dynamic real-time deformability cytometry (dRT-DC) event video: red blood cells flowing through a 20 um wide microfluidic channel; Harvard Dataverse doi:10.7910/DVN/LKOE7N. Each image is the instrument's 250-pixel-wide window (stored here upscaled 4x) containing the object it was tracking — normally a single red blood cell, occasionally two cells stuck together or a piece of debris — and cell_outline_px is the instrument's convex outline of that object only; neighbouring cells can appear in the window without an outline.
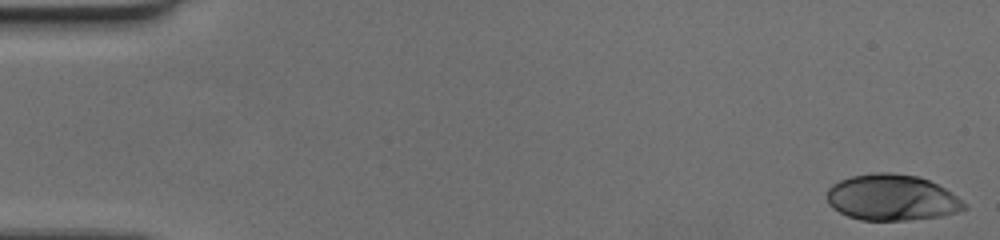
{"species": "human", "species_latin": "Homo sapiens", "temperature_condition": "cold", "stored_images_in_passage": 58, "camera_frame_rate_fps": 3000, "um_per_image_px": 0.085, "donor": {"sex": "female"}, "frame": {"image": 1, "passage_image": 1, "time_ms": 0.0, "image_size_px": [1000, 240], "cell_outline_px": [[968, 208], [944, 216], [904, 220], [860, 220], [848, 216], [832, 208], [828, 204], [828, 188], [832, 184], [840, 180], [852, 176], [872, 172], [892, 172], [920, 176], [944, 188], [968, 204]], "centroid_in_image_um": [75.81, 16.79], "position_along_channel_um": 9.2, "area_um2": 36.99}}
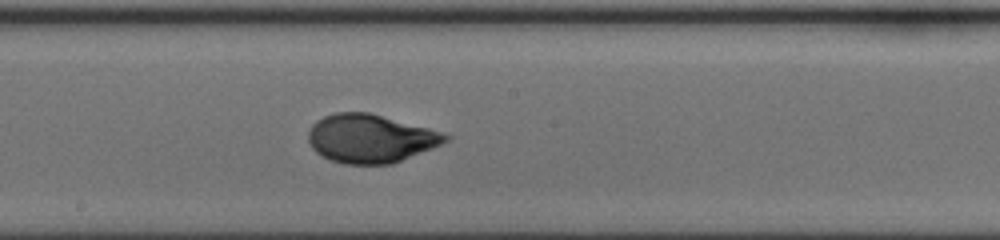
{"frame": {"image": 2, "passage_image": 32, "time_ms": 10.333, "image_size_px": [1000, 240], "cell_outline_px": [[452, 136], [448, 140], [432, 148], [392, 164], [344, 164], [328, 160], [316, 152], [312, 148], [308, 140], [308, 132], [312, 124], [316, 120], [324, 116], [336, 112], [368, 112], [444, 132]], "centroid_in_image_um": [31.47, 11.77], "position_along_channel_um": 216.7, "area_um2": 38.78}}
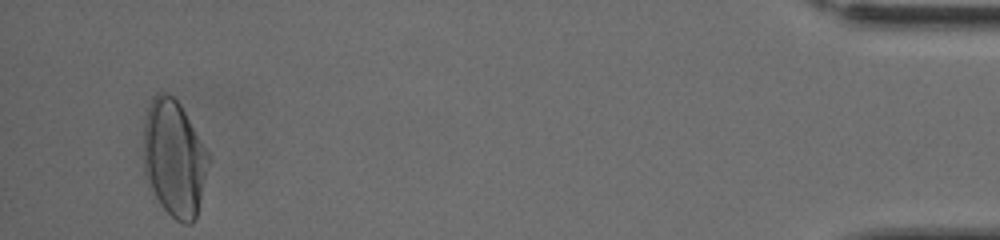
{"frame": {"image": 3, "passage_image": 56, "time_ms": 18.333, "image_size_px": [1000, 240], "cell_outline_px": [[212, 160], [196, 220], [192, 224], [184, 224], [176, 220], [160, 204], [144, 176], [144, 124], [148, 108], [156, 92], [164, 92], [172, 96], [180, 104], [208, 152]], "centroid_in_image_um": [14.84, 13.5], "position_along_channel_um": 420.4, "area_um2": 44.56}}